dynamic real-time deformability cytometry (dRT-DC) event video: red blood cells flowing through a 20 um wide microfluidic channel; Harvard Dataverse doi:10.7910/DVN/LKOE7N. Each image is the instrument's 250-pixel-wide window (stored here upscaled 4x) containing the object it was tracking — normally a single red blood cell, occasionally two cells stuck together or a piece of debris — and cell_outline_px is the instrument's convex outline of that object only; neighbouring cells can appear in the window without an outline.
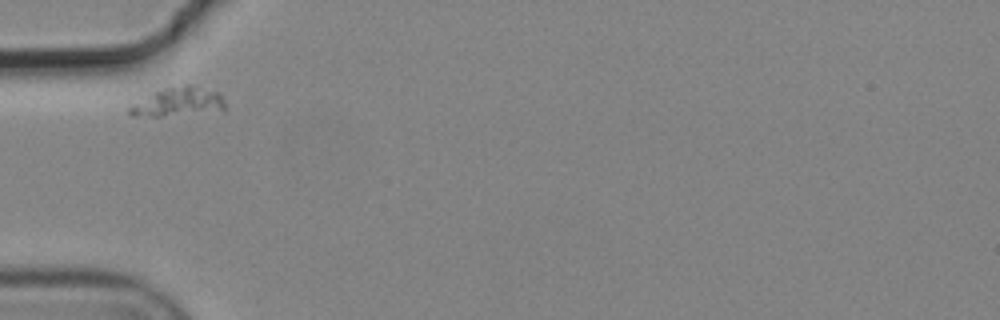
{"species": "common noctule bat (a hibernating species)", "species_latin": "Nyctalus noctula", "temperature_condition": "cold", "stored_images_in_passage": 5, "camera_frame_rate_fps": 3000, "um_per_image_px": 0.085, "animal": {"sex": "male", "body_mass_g": 19.2, "forearm_length_mm": 51.8}, "frame": {"image": 1, "passage_image": 1, "time_ms": 0.0, "image_size_px": [1000, 320], "cell_outline_px": [[224, 108], [160, 116], [132, 116], [128, 112], [128, 108], [156, 92], [164, 88], [184, 84], [188, 84], [220, 92], [224, 100]], "centroid_in_image_um": [15.14, 8.63], "position_along_channel_um": 69.9, "area_um2": 15.14}}
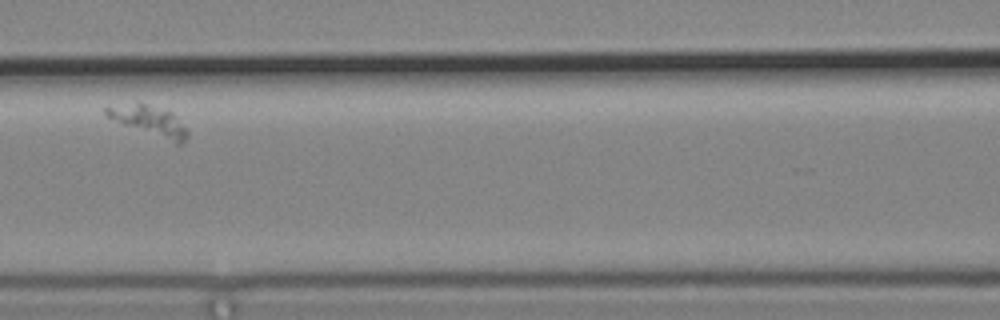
{"frame": {"image": 2, "passage_image": 3, "time_ms": 0.667, "image_size_px": [1000, 320], "cell_outline_px": [[188, 136], [180, 144], [176, 144], [124, 124], [108, 116], [104, 112], [104, 108], [136, 100], [168, 112], [176, 116], [188, 132]], "centroid_in_image_um": [12.68, 10.24], "position_along_channel_um": 153.9, "area_um2": 13.87}}
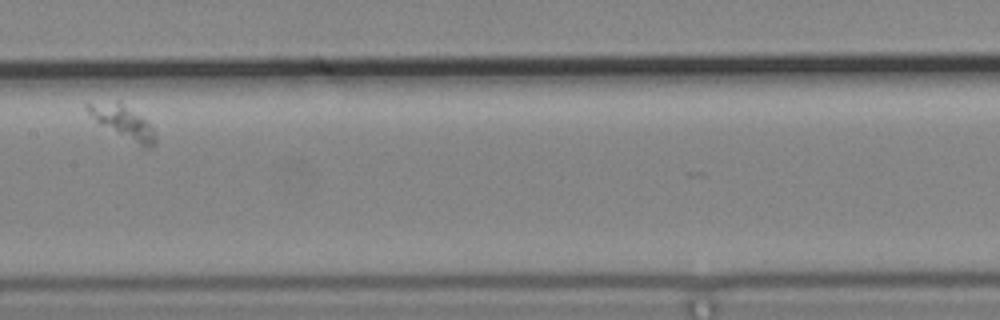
{"frame": {"image": 3, "passage_image": 4, "time_ms": 1.0, "image_size_px": [1000, 320], "cell_outline_px": [[156, 144], [152, 148], [144, 148], [100, 124], [84, 108], [84, 104], [120, 104], [140, 116], [152, 128], [156, 140]], "centroid_in_image_um": [10.49, 10.47], "position_along_channel_um": 196.9, "area_um2": 12.02}}